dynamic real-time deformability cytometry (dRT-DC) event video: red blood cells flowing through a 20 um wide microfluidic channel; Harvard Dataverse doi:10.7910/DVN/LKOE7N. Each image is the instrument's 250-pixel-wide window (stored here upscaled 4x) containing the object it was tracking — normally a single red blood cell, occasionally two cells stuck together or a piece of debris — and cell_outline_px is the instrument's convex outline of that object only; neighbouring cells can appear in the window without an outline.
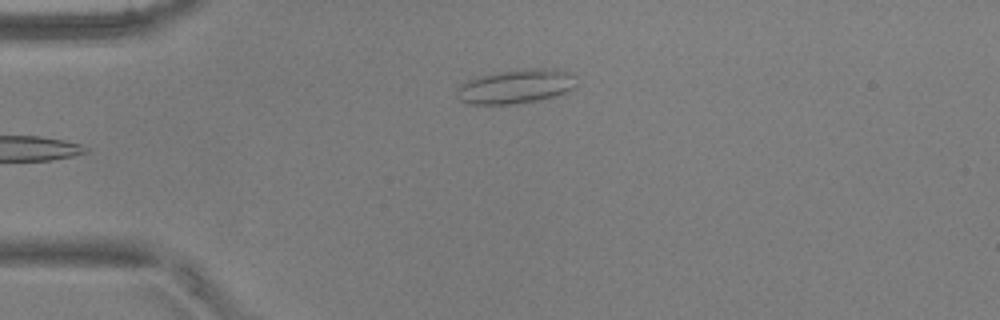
{"species": "common noctule bat (a hibernating species)", "species_latin": "Nyctalus noctula", "temperature_condition": "warm", "stored_images_in_passage": 4, "camera_frame_rate_fps": 3000, "um_per_image_px": 0.085, "animal": {"sex": "male", "body_mass_g": 17.9, "forearm_length_mm": 54.2}, "frame": {"image": 1, "passage_image": 4, "time_ms": 1.0, "image_size_px": [1000, 320], "cell_outline_px": [[576, 84], [572, 88], [556, 96], [540, 100], [512, 104], [468, 104], [460, 100], [456, 92], [460, 84], [464, 80], [476, 76], [500, 72], [540, 68], [552, 68], [568, 72], [572, 76]], "centroid_in_image_um": [43.79, 7.36], "position_along_channel_um": 41.2, "area_um2": 23.64}}